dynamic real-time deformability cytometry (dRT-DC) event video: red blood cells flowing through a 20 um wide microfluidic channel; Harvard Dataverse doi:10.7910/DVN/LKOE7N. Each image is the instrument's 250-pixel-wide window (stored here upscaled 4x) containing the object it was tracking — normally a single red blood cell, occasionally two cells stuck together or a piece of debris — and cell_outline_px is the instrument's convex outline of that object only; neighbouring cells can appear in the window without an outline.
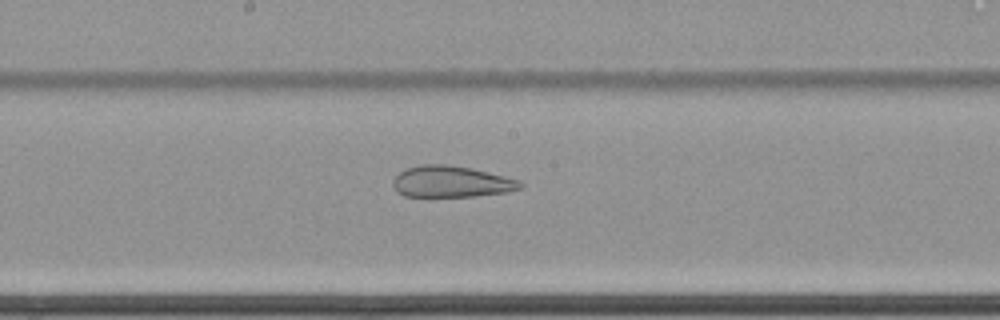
{"species": "common noctule bat (a hibernating species)", "species_latin": "Nyctalus noctula", "temperature_condition": "cold", "stored_images_in_passage": 62, "camera_frame_rate_fps": 3000, "um_per_image_px": 0.085, "animal": {"sex": "female", "body_mass_g": 22.7, "forearm_length_mm": 54.2}, "frame": {"image": 1, "passage_image": 35, "time_ms": 11.333, "image_size_px": [1000, 320], "cell_outline_px": [[524, 188], [504, 192], [476, 196], [404, 196], [396, 192], [392, 184], [392, 180], [404, 168], [420, 164], [444, 164], [472, 168], [520, 180], [524, 184]], "centroid_in_image_um": [38.34, 15.43], "position_along_channel_um": 209.9, "area_um2": 23.41}}
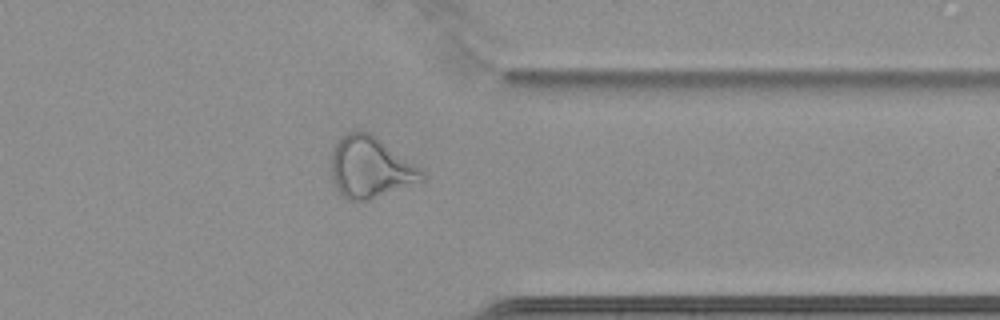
{"frame": {"image": 2, "passage_image": 50, "time_ms": 16.333, "image_size_px": [1000, 320], "cell_outline_px": [[424, 180], [368, 200], [348, 200], [336, 188], [332, 180], [332, 148], [348, 132], [356, 128], [368, 132], [376, 136], [420, 168], [424, 176]], "centroid_in_image_um": [31.45, 14.21], "position_along_channel_um": 379.9, "area_um2": 31.91}}
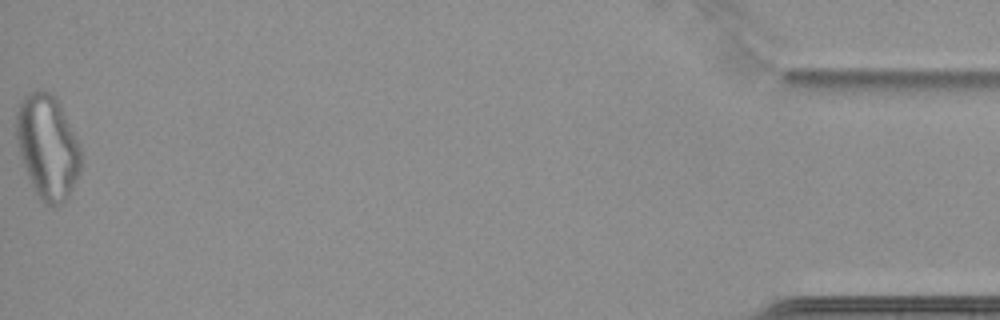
{"frame": {"image": 3, "passage_image": 62, "time_ms": 20.333, "image_size_px": [1000, 320], "cell_outline_px": [[80, 172], [68, 196], [60, 204], [44, 204], [40, 200], [28, 176], [20, 156], [16, 136], [16, 112], [20, 100], [28, 92], [36, 88], [40, 88], [52, 92], [60, 100], [80, 148]], "centroid_in_image_um": [4.02, 12.38], "position_along_channel_um": 431.2, "area_um2": 39.42}}